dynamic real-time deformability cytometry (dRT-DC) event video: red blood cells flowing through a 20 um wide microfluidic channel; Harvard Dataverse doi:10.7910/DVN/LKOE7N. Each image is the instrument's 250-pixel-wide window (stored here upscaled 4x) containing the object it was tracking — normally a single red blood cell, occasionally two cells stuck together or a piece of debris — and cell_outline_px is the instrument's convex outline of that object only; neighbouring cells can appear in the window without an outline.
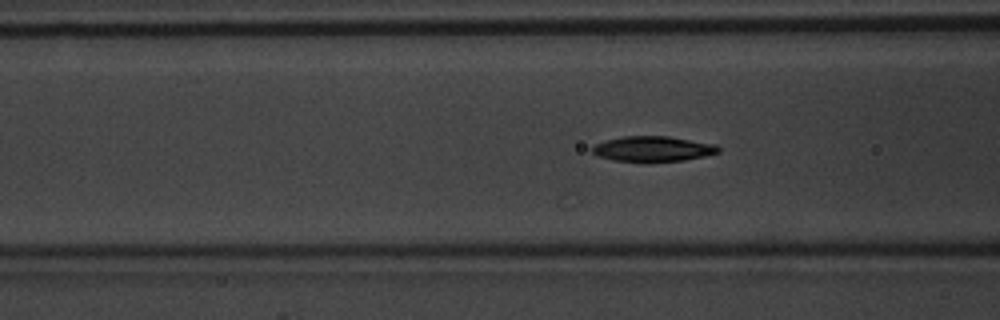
{"species": "common noctule bat (a hibernating species)", "species_latin": "Nyctalus noctula", "temperature_condition": "warm", "stored_images_in_passage": 36, "camera_frame_rate_fps": 3000, "um_per_image_px": 0.085, "animal": {"sex": "male", "body_mass_g": 20.1, "forearm_length_mm": 53.5}, "frame": {"image": 1, "passage_image": 6, "time_ms": 1.667, "image_size_px": [1000, 320], "cell_outline_px": [[720, 152], [704, 156], [684, 160], [612, 160], [596, 156], [592, 152], [592, 148], [596, 144], [608, 140], [624, 136], [668, 136], [716, 144], [720, 148]], "centroid_in_image_um": [55.52, 12.63], "position_along_channel_um": 111.1, "area_um2": 18.09}}
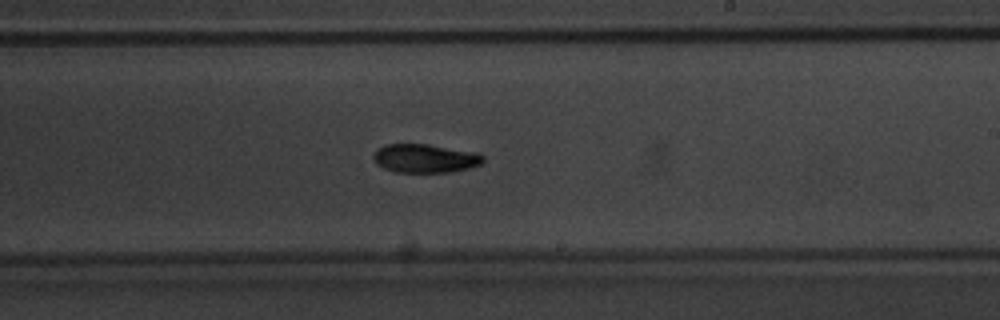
{"frame": {"image": 2, "passage_image": 16, "time_ms": 5.0, "image_size_px": [1000, 320], "cell_outline_px": [[484, 160], [480, 164], [468, 168], [448, 172], [396, 172], [384, 168], [376, 164], [372, 156], [384, 144], [428, 144], [476, 152], [484, 156]], "centroid_in_image_um": [36.13, 13.46], "position_along_channel_um": 252.9, "area_um2": 18.21}}
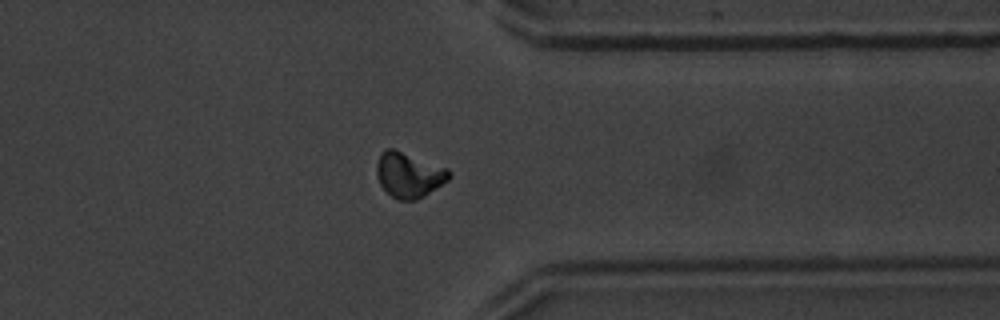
{"frame": {"image": 3, "passage_image": 25, "time_ms": 8.0, "image_size_px": [1000, 320], "cell_outline_px": [[452, 176], [448, 180], [424, 196], [416, 200], [396, 200], [380, 184], [376, 172], [376, 164], [380, 152], [388, 148], [392, 148], [448, 168], [452, 172]], "centroid_in_image_um": [34.76, 14.86], "position_along_channel_um": 376.6, "area_um2": 19.07}, "authors_computed_cell_mechanics": {"area_um2": 17.9469, "velocity_mm_per_s": 4.2396, "shape_relaxation_time_tau1_ms": 0.6387, "shape_relaxation_time_tau2_ms": null, "deformation_change_tau1": null, "deformation_change_tau2": null}}